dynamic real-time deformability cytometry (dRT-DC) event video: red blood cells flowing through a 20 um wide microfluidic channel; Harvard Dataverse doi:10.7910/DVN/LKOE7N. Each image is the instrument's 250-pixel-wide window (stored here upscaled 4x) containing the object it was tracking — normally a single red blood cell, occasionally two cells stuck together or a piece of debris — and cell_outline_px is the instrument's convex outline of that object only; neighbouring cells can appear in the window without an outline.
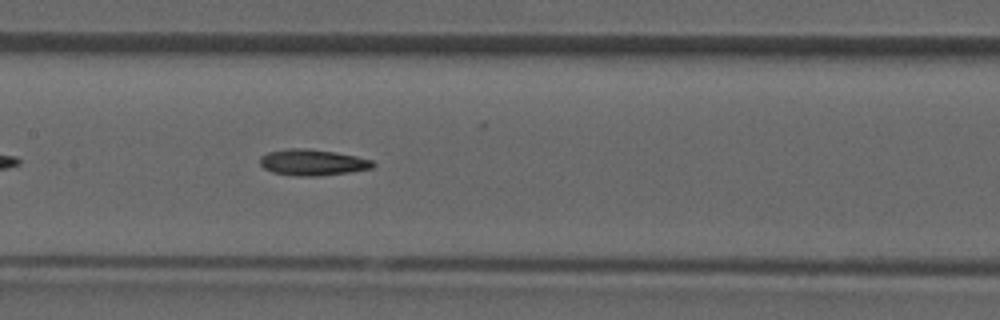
{"species": "common noctule bat (a hibernating species)", "species_latin": "Nyctalus noctula", "temperature_condition": "room temperature", "stored_images_in_passage": 31, "camera_frame_rate_fps": 3000, "um_per_image_px": 0.085, "animal": {"sex": "male", "forearm_length_mm": 52.5}, "frame": {"image": 1, "passage_image": 10, "time_ms": 3.0, "image_size_px": [1000, 320], "cell_outline_px": [[376, 164], [372, 168], [348, 172], [316, 176], [296, 176], [272, 172], [264, 168], [260, 164], [260, 156], [268, 152], [292, 148], [304, 148], [336, 152], [356, 156], [372, 160]], "centroid_in_image_um": [26.56, 13.8], "position_along_channel_um": 180.8, "area_um2": 17.11}}